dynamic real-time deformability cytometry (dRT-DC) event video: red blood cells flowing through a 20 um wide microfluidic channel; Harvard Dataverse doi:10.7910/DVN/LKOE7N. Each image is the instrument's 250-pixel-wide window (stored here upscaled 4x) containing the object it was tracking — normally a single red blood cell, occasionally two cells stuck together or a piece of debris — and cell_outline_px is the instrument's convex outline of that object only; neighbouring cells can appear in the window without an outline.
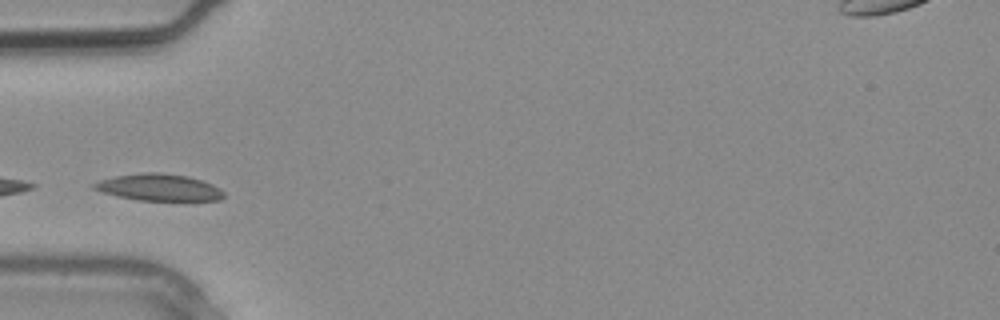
{"species": "common noctule bat (a hibernating species)", "species_latin": "Nyctalus noctula", "temperature_condition": "warm", "stored_images_in_passage": 2, "camera_frame_rate_fps": 3000, "um_per_image_px": 0.085, "animal": {"sex": "male", "body_mass_g": 20.4}, "frame": {"image": 1, "passage_image": 2, "time_ms": 0.333, "image_size_px": [1000, 320], "cell_outline_px": [[224, 196], [220, 200], [140, 200], [116, 196], [92, 188], [92, 184], [100, 180], [116, 176], [144, 172], [160, 172], [188, 176], [212, 184], [220, 188], [224, 192]], "centroid_in_image_um": [13.52, 15.92], "position_along_channel_um": 71.5, "area_um2": 20.11}}